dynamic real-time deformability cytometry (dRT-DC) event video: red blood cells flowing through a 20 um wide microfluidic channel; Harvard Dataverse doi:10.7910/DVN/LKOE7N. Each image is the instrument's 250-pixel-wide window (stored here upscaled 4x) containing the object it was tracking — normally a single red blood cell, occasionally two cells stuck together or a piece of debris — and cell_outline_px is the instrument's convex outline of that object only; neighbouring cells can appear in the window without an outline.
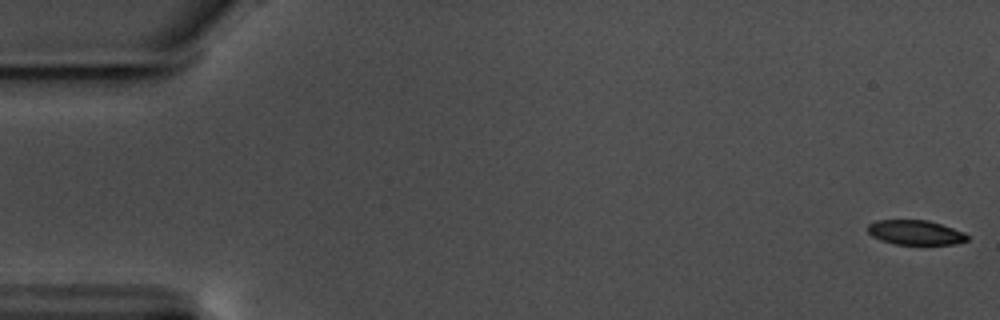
{"species": "common noctule bat (a hibernating species)", "species_latin": "Nyctalus noctula", "temperature_condition": "warm", "stored_images_in_passage": 59, "camera_frame_rate_fps": 3000, "um_per_image_px": 0.085, "animal": {"sex": "male", "body_mass_g": 17.5, "forearm_length_mm": 52.3}, "frame": {"image": 1, "passage_image": 1, "time_ms": 0.0, "image_size_px": [1000, 320], "cell_outline_px": [[968, 240], [956, 244], [896, 244], [880, 240], [872, 236], [868, 232], [868, 224], [876, 220], [928, 220], [964, 232], [968, 236]], "centroid_in_image_um": [77.8, 19.76], "position_along_channel_um": 7.2, "area_um2": 14.22}}
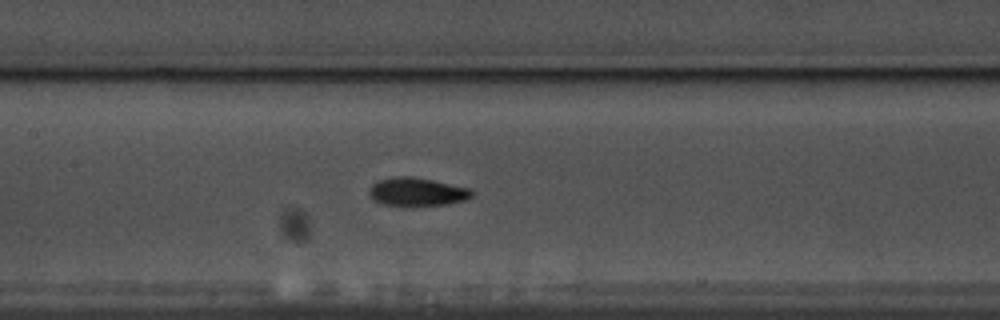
{"frame": {"image": 2, "passage_image": 28, "time_ms": 9.0, "image_size_px": [1000, 320], "cell_outline_px": [[476, 192], [472, 196], [464, 200], [448, 204], [380, 204], [368, 192], [372, 184], [376, 180], [396, 176], [412, 176], [432, 180], [468, 188]], "centroid_in_image_um": [35.45, 16.27], "position_along_channel_um": 172.0, "area_um2": 16.47}}
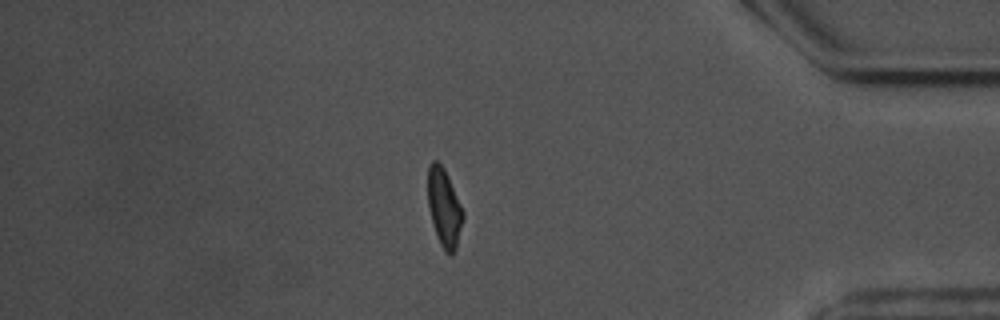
{"frame": {"image": 3, "passage_image": 50, "time_ms": 16.333, "image_size_px": [1000, 320], "cell_outline_px": [[464, 216], [456, 248], [452, 256], [448, 256], [444, 252], [440, 244], [432, 224], [428, 208], [428, 168], [432, 160], [436, 160], [444, 168], [448, 176], [464, 212]], "centroid_in_image_um": [37.75, 17.69], "position_along_channel_um": 397.5, "area_um2": 16.13}, "authors_computed_cell_mechanics": {"area_um2": 16.1262, "velocity_mm_per_s": 3.5461, "shape_relaxation_time_tau1_ms": 4.661, "shape_relaxation_time_tau2_ms": 2.2479, "deformation_change_tau1": 0.1477, "deformation_change_tau2": 0.0751}}